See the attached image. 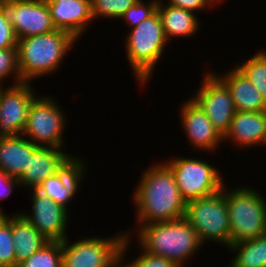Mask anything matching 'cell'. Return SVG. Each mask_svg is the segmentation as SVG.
<instances>
[{"instance_id": "1", "label": "cell", "mask_w": 266, "mask_h": 267, "mask_svg": "<svg viewBox=\"0 0 266 267\" xmlns=\"http://www.w3.org/2000/svg\"><path fill=\"white\" fill-rule=\"evenodd\" d=\"M148 168L141 173L142 177L133 190L132 202L138 223L133 232L126 230L127 236L135 234L142 225L179 220L185 215L186 201L170 168L161 161Z\"/></svg>"}, {"instance_id": "2", "label": "cell", "mask_w": 266, "mask_h": 267, "mask_svg": "<svg viewBox=\"0 0 266 267\" xmlns=\"http://www.w3.org/2000/svg\"><path fill=\"white\" fill-rule=\"evenodd\" d=\"M77 40L62 30L18 39V67L22 82L56 72Z\"/></svg>"}, {"instance_id": "3", "label": "cell", "mask_w": 266, "mask_h": 267, "mask_svg": "<svg viewBox=\"0 0 266 267\" xmlns=\"http://www.w3.org/2000/svg\"><path fill=\"white\" fill-rule=\"evenodd\" d=\"M138 244L147 252L174 261L179 267L203 247L196 231L184 219L153 222L136 230Z\"/></svg>"}, {"instance_id": "4", "label": "cell", "mask_w": 266, "mask_h": 267, "mask_svg": "<svg viewBox=\"0 0 266 267\" xmlns=\"http://www.w3.org/2000/svg\"><path fill=\"white\" fill-rule=\"evenodd\" d=\"M128 32L125 36L126 58L138 80L137 84L146 86L169 44L158 11Z\"/></svg>"}, {"instance_id": "5", "label": "cell", "mask_w": 266, "mask_h": 267, "mask_svg": "<svg viewBox=\"0 0 266 267\" xmlns=\"http://www.w3.org/2000/svg\"><path fill=\"white\" fill-rule=\"evenodd\" d=\"M230 245L266 234V198L245 185L226 190Z\"/></svg>"}, {"instance_id": "6", "label": "cell", "mask_w": 266, "mask_h": 267, "mask_svg": "<svg viewBox=\"0 0 266 267\" xmlns=\"http://www.w3.org/2000/svg\"><path fill=\"white\" fill-rule=\"evenodd\" d=\"M184 219L196 231L200 242L230 246V224L223 188L207 197L186 202Z\"/></svg>"}, {"instance_id": "7", "label": "cell", "mask_w": 266, "mask_h": 267, "mask_svg": "<svg viewBox=\"0 0 266 267\" xmlns=\"http://www.w3.org/2000/svg\"><path fill=\"white\" fill-rule=\"evenodd\" d=\"M53 98L43 95L32 101L22 135L36 146L63 149L67 115Z\"/></svg>"}, {"instance_id": "8", "label": "cell", "mask_w": 266, "mask_h": 267, "mask_svg": "<svg viewBox=\"0 0 266 267\" xmlns=\"http://www.w3.org/2000/svg\"><path fill=\"white\" fill-rule=\"evenodd\" d=\"M163 162L172 171L178 190L186 202L215 194L225 184L220 171L205 159L174 157Z\"/></svg>"}, {"instance_id": "9", "label": "cell", "mask_w": 266, "mask_h": 267, "mask_svg": "<svg viewBox=\"0 0 266 267\" xmlns=\"http://www.w3.org/2000/svg\"><path fill=\"white\" fill-rule=\"evenodd\" d=\"M125 231L115 236L84 237L71 243L62 241V267H112L121 257ZM102 237V238H101ZM70 242V243H69Z\"/></svg>"}, {"instance_id": "10", "label": "cell", "mask_w": 266, "mask_h": 267, "mask_svg": "<svg viewBox=\"0 0 266 267\" xmlns=\"http://www.w3.org/2000/svg\"><path fill=\"white\" fill-rule=\"evenodd\" d=\"M208 70L202 78L194 97H191L204 111L214 128L224 137L228 132L235 107L227 86Z\"/></svg>"}, {"instance_id": "11", "label": "cell", "mask_w": 266, "mask_h": 267, "mask_svg": "<svg viewBox=\"0 0 266 267\" xmlns=\"http://www.w3.org/2000/svg\"><path fill=\"white\" fill-rule=\"evenodd\" d=\"M32 83L0 86V138L23 133L32 101L37 97Z\"/></svg>"}, {"instance_id": "12", "label": "cell", "mask_w": 266, "mask_h": 267, "mask_svg": "<svg viewBox=\"0 0 266 267\" xmlns=\"http://www.w3.org/2000/svg\"><path fill=\"white\" fill-rule=\"evenodd\" d=\"M32 211L20 213L48 241H63L67 236L69 213L60 204L43 195L36 189H31Z\"/></svg>"}, {"instance_id": "13", "label": "cell", "mask_w": 266, "mask_h": 267, "mask_svg": "<svg viewBox=\"0 0 266 267\" xmlns=\"http://www.w3.org/2000/svg\"><path fill=\"white\" fill-rule=\"evenodd\" d=\"M3 7L17 39L56 30L45 0H19Z\"/></svg>"}, {"instance_id": "14", "label": "cell", "mask_w": 266, "mask_h": 267, "mask_svg": "<svg viewBox=\"0 0 266 267\" xmlns=\"http://www.w3.org/2000/svg\"><path fill=\"white\" fill-rule=\"evenodd\" d=\"M181 127L186 134L190 145L200 151L214 152L223 142V137L214 128L211 121L191 98L180 106ZM214 150V151H213Z\"/></svg>"}, {"instance_id": "15", "label": "cell", "mask_w": 266, "mask_h": 267, "mask_svg": "<svg viewBox=\"0 0 266 267\" xmlns=\"http://www.w3.org/2000/svg\"><path fill=\"white\" fill-rule=\"evenodd\" d=\"M83 160L75 155L59 172L39 184L36 190L68 210L73 197L80 190L82 179L86 178L87 166Z\"/></svg>"}, {"instance_id": "16", "label": "cell", "mask_w": 266, "mask_h": 267, "mask_svg": "<svg viewBox=\"0 0 266 267\" xmlns=\"http://www.w3.org/2000/svg\"><path fill=\"white\" fill-rule=\"evenodd\" d=\"M57 30L78 40L94 22L91 0H45ZM87 29V30H86Z\"/></svg>"}, {"instance_id": "17", "label": "cell", "mask_w": 266, "mask_h": 267, "mask_svg": "<svg viewBox=\"0 0 266 267\" xmlns=\"http://www.w3.org/2000/svg\"><path fill=\"white\" fill-rule=\"evenodd\" d=\"M73 157L64 149L39 146L29 157L27 168L17 180L21 187L36 189L47 177L59 172Z\"/></svg>"}, {"instance_id": "18", "label": "cell", "mask_w": 266, "mask_h": 267, "mask_svg": "<svg viewBox=\"0 0 266 267\" xmlns=\"http://www.w3.org/2000/svg\"><path fill=\"white\" fill-rule=\"evenodd\" d=\"M223 140L242 150L266 145V111H236Z\"/></svg>"}, {"instance_id": "19", "label": "cell", "mask_w": 266, "mask_h": 267, "mask_svg": "<svg viewBox=\"0 0 266 267\" xmlns=\"http://www.w3.org/2000/svg\"><path fill=\"white\" fill-rule=\"evenodd\" d=\"M214 74L227 86L236 111L263 112L266 102L257 88L236 67L227 73Z\"/></svg>"}, {"instance_id": "20", "label": "cell", "mask_w": 266, "mask_h": 267, "mask_svg": "<svg viewBox=\"0 0 266 267\" xmlns=\"http://www.w3.org/2000/svg\"><path fill=\"white\" fill-rule=\"evenodd\" d=\"M38 147L22 134L0 138V170L17 179Z\"/></svg>"}, {"instance_id": "21", "label": "cell", "mask_w": 266, "mask_h": 267, "mask_svg": "<svg viewBox=\"0 0 266 267\" xmlns=\"http://www.w3.org/2000/svg\"><path fill=\"white\" fill-rule=\"evenodd\" d=\"M156 10L168 42L175 37H192L200 30L201 21L198 20L194 11L173 7L162 0L158 1Z\"/></svg>"}, {"instance_id": "22", "label": "cell", "mask_w": 266, "mask_h": 267, "mask_svg": "<svg viewBox=\"0 0 266 267\" xmlns=\"http://www.w3.org/2000/svg\"><path fill=\"white\" fill-rule=\"evenodd\" d=\"M11 231L15 246V266L48 242L20 213L11 214Z\"/></svg>"}, {"instance_id": "23", "label": "cell", "mask_w": 266, "mask_h": 267, "mask_svg": "<svg viewBox=\"0 0 266 267\" xmlns=\"http://www.w3.org/2000/svg\"><path fill=\"white\" fill-rule=\"evenodd\" d=\"M228 250L236 252L228 267H266V234L231 244Z\"/></svg>"}, {"instance_id": "24", "label": "cell", "mask_w": 266, "mask_h": 267, "mask_svg": "<svg viewBox=\"0 0 266 267\" xmlns=\"http://www.w3.org/2000/svg\"><path fill=\"white\" fill-rule=\"evenodd\" d=\"M261 50L235 67L251 81L266 102V50Z\"/></svg>"}, {"instance_id": "25", "label": "cell", "mask_w": 266, "mask_h": 267, "mask_svg": "<svg viewBox=\"0 0 266 267\" xmlns=\"http://www.w3.org/2000/svg\"><path fill=\"white\" fill-rule=\"evenodd\" d=\"M62 241H48L18 267H62Z\"/></svg>"}, {"instance_id": "26", "label": "cell", "mask_w": 266, "mask_h": 267, "mask_svg": "<svg viewBox=\"0 0 266 267\" xmlns=\"http://www.w3.org/2000/svg\"><path fill=\"white\" fill-rule=\"evenodd\" d=\"M139 0H91L92 16L119 20L124 13Z\"/></svg>"}, {"instance_id": "27", "label": "cell", "mask_w": 266, "mask_h": 267, "mask_svg": "<svg viewBox=\"0 0 266 267\" xmlns=\"http://www.w3.org/2000/svg\"><path fill=\"white\" fill-rule=\"evenodd\" d=\"M14 247L11 231V214H0V267L15 266Z\"/></svg>"}, {"instance_id": "28", "label": "cell", "mask_w": 266, "mask_h": 267, "mask_svg": "<svg viewBox=\"0 0 266 267\" xmlns=\"http://www.w3.org/2000/svg\"><path fill=\"white\" fill-rule=\"evenodd\" d=\"M12 76L15 80L12 85L22 83L18 67V50L17 48L0 49V86L3 81Z\"/></svg>"}, {"instance_id": "29", "label": "cell", "mask_w": 266, "mask_h": 267, "mask_svg": "<svg viewBox=\"0 0 266 267\" xmlns=\"http://www.w3.org/2000/svg\"><path fill=\"white\" fill-rule=\"evenodd\" d=\"M150 1H137L124 13L120 19H123L122 21L125 20L126 23L130 25V29L138 26L139 23L151 16L157 9L159 0Z\"/></svg>"}, {"instance_id": "30", "label": "cell", "mask_w": 266, "mask_h": 267, "mask_svg": "<svg viewBox=\"0 0 266 267\" xmlns=\"http://www.w3.org/2000/svg\"><path fill=\"white\" fill-rule=\"evenodd\" d=\"M141 254L134 260L128 261L131 267H179L174 261L162 256H155L145 251L140 245Z\"/></svg>"}, {"instance_id": "31", "label": "cell", "mask_w": 266, "mask_h": 267, "mask_svg": "<svg viewBox=\"0 0 266 267\" xmlns=\"http://www.w3.org/2000/svg\"><path fill=\"white\" fill-rule=\"evenodd\" d=\"M18 39L15 36L7 11L0 7V49L17 48Z\"/></svg>"}, {"instance_id": "32", "label": "cell", "mask_w": 266, "mask_h": 267, "mask_svg": "<svg viewBox=\"0 0 266 267\" xmlns=\"http://www.w3.org/2000/svg\"><path fill=\"white\" fill-rule=\"evenodd\" d=\"M169 5L173 7H178L182 9H187L190 11H196V13L200 11H204L205 9H210L214 5L211 0H168ZM198 11V12H197Z\"/></svg>"}, {"instance_id": "33", "label": "cell", "mask_w": 266, "mask_h": 267, "mask_svg": "<svg viewBox=\"0 0 266 267\" xmlns=\"http://www.w3.org/2000/svg\"><path fill=\"white\" fill-rule=\"evenodd\" d=\"M19 185L20 182L16 178L10 177L0 170V200H4L9 197L14 189ZM0 214H5L2 206L0 207Z\"/></svg>"}, {"instance_id": "34", "label": "cell", "mask_w": 266, "mask_h": 267, "mask_svg": "<svg viewBox=\"0 0 266 267\" xmlns=\"http://www.w3.org/2000/svg\"><path fill=\"white\" fill-rule=\"evenodd\" d=\"M131 236L132 235H130V236L126 235L125 236L123 244H122V248H121V257L112 265V267H131L125 260V257H126L125 255L127 253V250L129 249V247H131L130 243L132 244V241H130V240H132ZM125 262H126V264H123Z\"/></svg>"}, {"instance_id": "35", "label": "cell", "mask_w": 266, "mask_h": 267, "mask_svg": "<svg viewBox=\"0 0 266 267\" xmlns=\"http://www.w3.org/2000/svg\"><path fill=\"white\" fill-rule=\"evenodd\" d=\"M16 1H19V0H0V5L3 6L5 4L16 2Z\"/></svg>"}, {"instance_id": "36", "label": "cell", "mask_w": 266, "mask_h": 267, "mask_svg": "<svg viewBox=\"0 0 266 267\" xmlns=\"http://www.w3.org/2000/svg\"><path fill=\"white\" fill-rule=\"evenodd\" d=\"M224 1L225 0H211V2L215 5V4H217V6H218V4H220L221 2H223V4H224Z\"/></svg>"}, {"instance_id": "37", "label": "cell", "mask_w": 266, "mask_h": 267, "mask_svg": "<svg viewBox=\"0 0 266 267\" xmlns=\"http://www.w3.org/2000/svg\"><path fill=\"white\" fill-rule=\"evenodd\" d=\"M2 267H18V266H2Z\"/></svg>"}]
</instances>
